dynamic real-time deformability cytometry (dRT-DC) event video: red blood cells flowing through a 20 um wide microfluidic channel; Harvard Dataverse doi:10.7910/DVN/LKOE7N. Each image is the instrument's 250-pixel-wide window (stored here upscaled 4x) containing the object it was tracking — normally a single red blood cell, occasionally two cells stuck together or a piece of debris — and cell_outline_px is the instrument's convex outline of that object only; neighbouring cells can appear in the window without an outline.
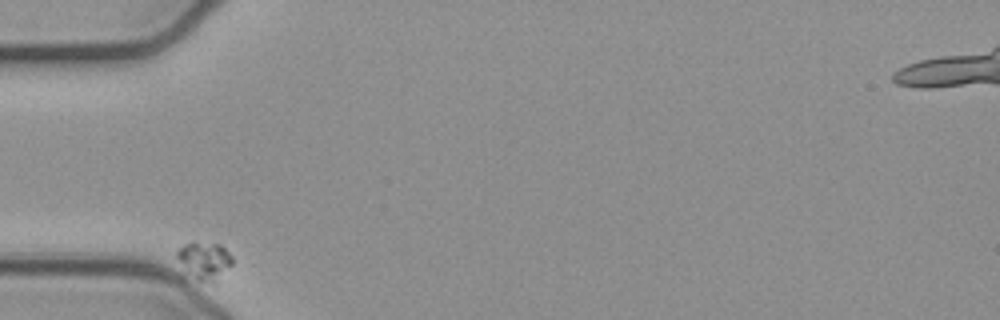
{"species": "common noctule bat (a hibernating species)", "species_latin": "Nyctalus noctula", "temperature_condition": "cold", "stored_images_in_passage": 36, "camera_frame_rate_fps": 3000, "um_per_image_px": 0.085, "animal": {"sex": "female", "body_mass_g": 21.9}, "frame": {"image": 1, "passage_image": 1, "time_ms": 0.0, "image_size_px": [1000, 320], "cell_outline_px": [[232, 264], [216, 284], [180, 280], [176, 256], [176, 252], [184, 244], [192, 240], [220, 244], [232, 256]], "centroid_in_image_um": [17.23, 22.26], "position_along_channel_um": 67.8, "area_um2": 13.81}}
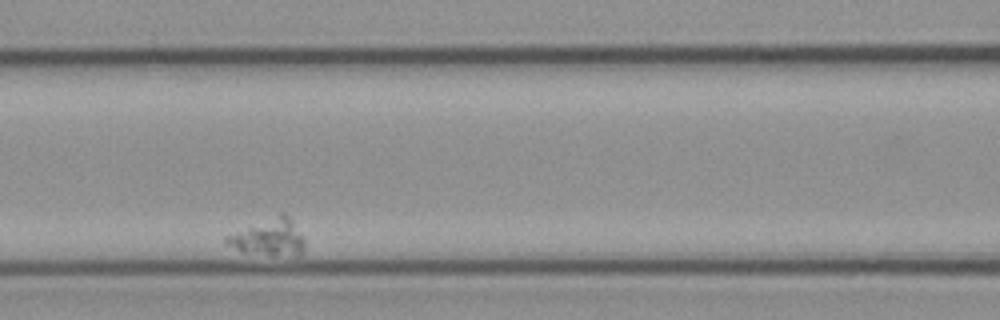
{"frame": {"image": 2, "passage_image": 11, "time_ms": 3.333, "image_size_px": [1000, 320], "cell_outline_px": [[304, 248], [296, 256], [272, 256], [244, 252], [228, 244], [224, 240], [224, 236], [280, 212], [284, 212], [288, 216], [304, 236]], "centroid_in_image_um": [22.87, 20.17], "position_along_channel_um": 143.7, "area_um2": 16.94}}
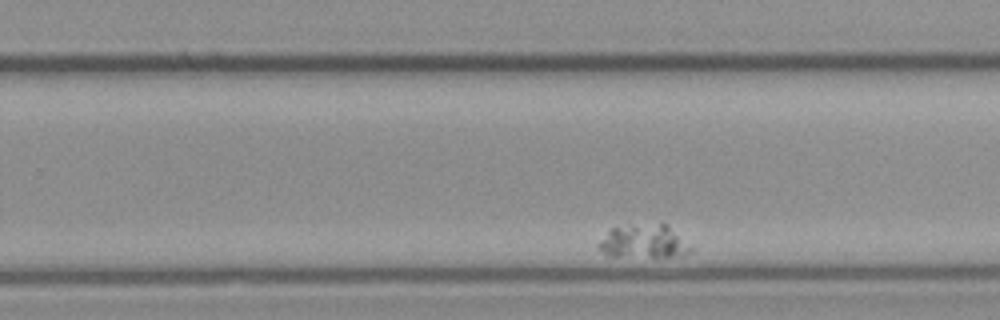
{"frame": {"image": 3, "passage_image": 26, "time_ms": 8.333, "image_size_px": [1000, 320], "cell_outline_px": [[692, 252], [680, 256], [608, 256], [596, 244], [612, 228], [628, 224], [668, 224], [692, 248]], "centroid_in_image_um": [54.72, 20.51], "position_along_channel_um": 275.1, "area_um2": 17.8}}